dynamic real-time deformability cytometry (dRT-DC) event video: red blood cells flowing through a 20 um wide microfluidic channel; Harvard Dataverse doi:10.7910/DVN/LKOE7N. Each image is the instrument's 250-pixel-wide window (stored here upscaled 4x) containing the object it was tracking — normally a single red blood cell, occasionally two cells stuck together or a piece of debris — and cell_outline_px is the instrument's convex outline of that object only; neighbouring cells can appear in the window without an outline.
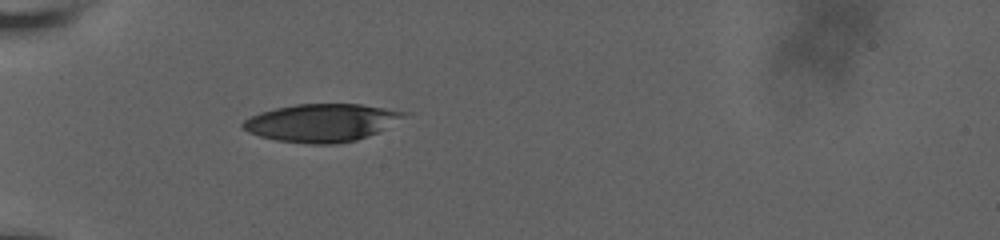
{"species": "human", "species_latin": "Homo sapiens", "temperature_condition": "room temperature", "stored_images_in_passage": 18, "camera_frame_rate_fps": 3000, "um_per_image_px": 0.085, "donor": {"sex": "male"}, "frame": {"image": 1, "passage_image": 1, "time_ms": 0.0, "image_size_px": [1000, 240], "cell_outline_px": [[412, 112], [376, 132], [356, 140], [332, 144], [312, 144], [276, 140], [260, 136], [248, 132], [240, 124], [244, 120], [260, 112], [276, 108], [296, 104], [360, 104]], "centroid_in_image_um": [27.31, 10.42], "position_along_channel_um": 57.7, "area_um2": 35.08}}
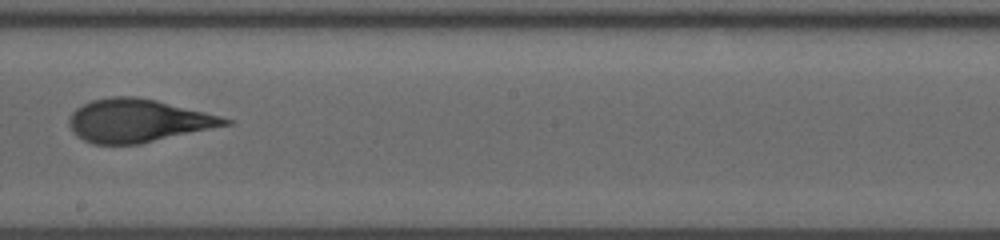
{"frame": {"image": 2, "passage_image": 10, "time_ms": 5.333, "image_size_px": [1000, 240], "cell_outline_px": [[232, 124], [140, 144], [92, 144], [76, 136], [72, 132], [68, 124], [68, 120], [72, 112], [76, 108], [92, 100], [112, 96], [136, 96], [156, 100], [220, 116], [232, 120]], "centroid_in_image_um": [11.68, 10.26], "position_along_channel_um": 236.5, "area_um2": 39.07}}
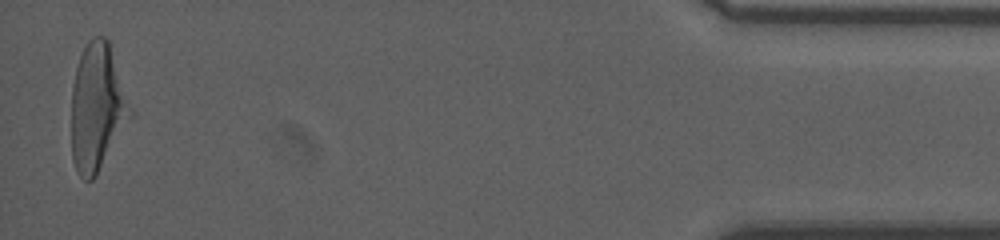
{"frame": {"image": 3, "passage_image": 18, "time_ms": 12.667, "image_size_px": [1000, 240], "cell_outline_px": [[136, 112], [96, 176], [92, 180], [84, 180], [80, 176], [72, 160], [72, 88], [76, 68], [80, 56], [88, 40], [92, 36], [104, 36], [108, 40]], "centroid_in_image_um": [8.32, 9.12], "position_along_channel_um": 426.9, "area_um2": 44.51}, "authors_computed_cell_mechanics": {"area_um2": 38.8705, "velocity_mm_per_s": 3.6602, "shape_relaxation_time_tau1_ms": 8.348, "shape_relaxation_time_tau2_ms": 0.812, "deformation_change_tau1": 0.266, "deformation_change_tau2": 0.0722}}